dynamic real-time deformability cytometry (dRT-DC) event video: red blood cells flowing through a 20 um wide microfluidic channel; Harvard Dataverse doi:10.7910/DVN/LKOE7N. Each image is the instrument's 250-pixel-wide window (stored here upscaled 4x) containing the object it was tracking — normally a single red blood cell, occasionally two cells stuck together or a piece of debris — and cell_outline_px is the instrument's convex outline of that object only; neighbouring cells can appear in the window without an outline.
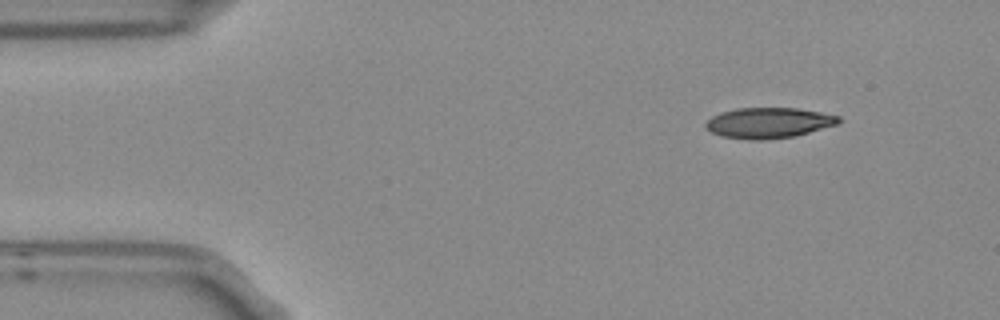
{"species": "Egyptian fruit bat (a non-hibernating species)", "species_latin": "Rousettus aegyptiacus", "temperature_condition": "room temperature", "stored_images_in_passage": 3, "camera_frame_rate_fps": 3000, "um_per_image_px": 0.085, "frame": {"image": 1, "passage_image": 1, "time_ms": 0.0, "image_size_px": [1000, 320], "cell_outline_px": [[844, 120], [840, 124], [796, 136], [764, 140], [748, 140], [720, 136], [704, 128], [704, 124], [712, 116], [720, 112], [736, 108], [796, 108], [820, 112], [840, 116]], "centroid_in_image_um": [65.36, 10.45], "position_along_channel_um": 19.6, "area_um2": 24.1}}